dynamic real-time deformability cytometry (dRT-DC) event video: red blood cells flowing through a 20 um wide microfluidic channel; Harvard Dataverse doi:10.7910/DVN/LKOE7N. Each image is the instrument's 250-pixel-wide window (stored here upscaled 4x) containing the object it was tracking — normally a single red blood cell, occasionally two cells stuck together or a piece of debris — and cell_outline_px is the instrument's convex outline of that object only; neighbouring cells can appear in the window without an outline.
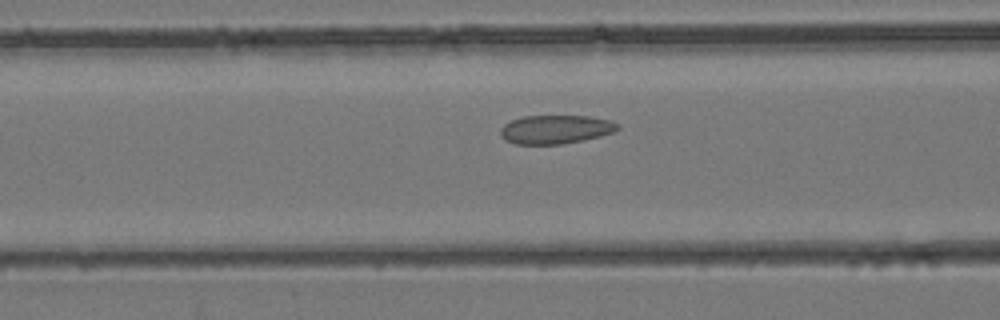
{"species": "common noctule bat (a hibernating species)", "species_latin": "Nyctalus noctula", "temperature_condition": "room temperature", "stored_images_in_passage": 34, "camera_frame_rate_fps": 3000, "um_per_image_px": 0.085, "animal": {"sex": "female", "body_mass_g": 24.6, "forearm_length_mm": 56.2}, "frame": {"image": 1, "passage_image": 11, "time_ms": 3.333, "image_size_px": [1000, 320], "cell_outline_px": [[620, 128], [612, 132], [600, 136], [584, 140], [560, 144], [516, 144], [504, 140], [500, 136], [500, 128], [504, 124], [512, 120], [524, 116], [588, 116], [612, 120], [620, 124]], "centroid_in_image_um": [47.22, 11.0], "position_along_channel_um": 119.4, "area_um2": 19.71}}
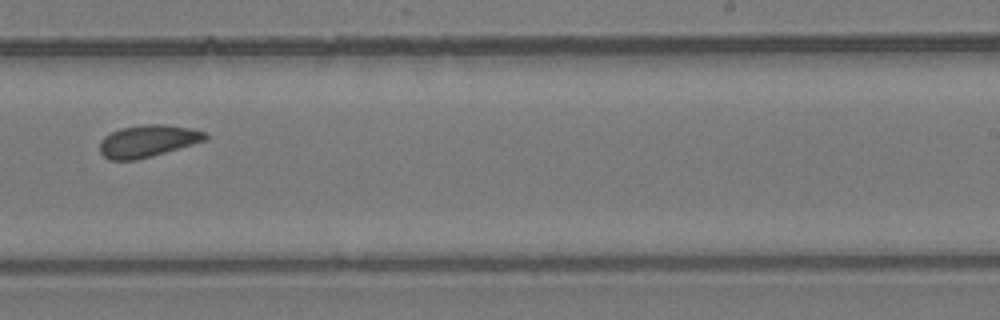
{"frame": {"image": 2, "passage_image": 20, "time_ms": 6.333, "image_size_px": [1000, 320], "cell_outline_px": [[208, 140], [152, 156], [136, 160], [108, 160], [100, 152], [100, 140], [104, 136], [120, 128], [144, 124], [164, 124], [192, 128], [204, 132], [208, 136]], "centroid_in_image_um": [12.57, 11.98], "position_along_channel_um": 276.4, "area_um2": 19.88}}
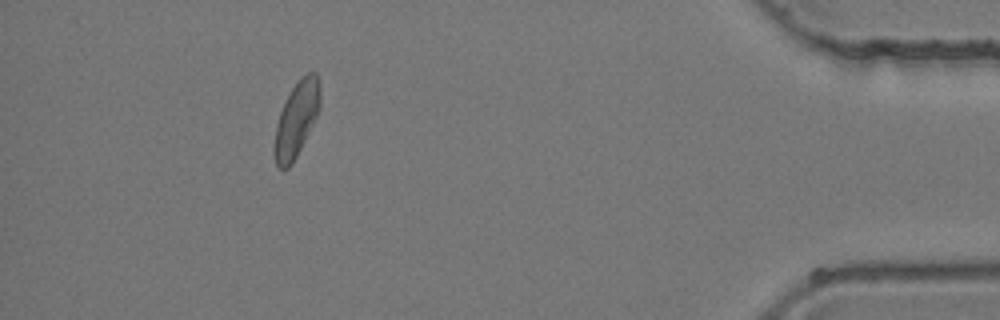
{"frame": {"image": 3, "passage_image": 31, "time_ms": 10.0, "image_size_px": [1000, 320], "cell_outline_px": [[320, 108], [292, 164], [288, 168], [280, 168], [276, 164], [272, 152], [272, 148], [276, 124], [280, 112], [292, 88], [308, 72], [316, 72], [320, 84]], "centroid_in_image_um": [25.17, 10.16], "position_along_channel_um": 410.0, "area_um2": 19.71}}